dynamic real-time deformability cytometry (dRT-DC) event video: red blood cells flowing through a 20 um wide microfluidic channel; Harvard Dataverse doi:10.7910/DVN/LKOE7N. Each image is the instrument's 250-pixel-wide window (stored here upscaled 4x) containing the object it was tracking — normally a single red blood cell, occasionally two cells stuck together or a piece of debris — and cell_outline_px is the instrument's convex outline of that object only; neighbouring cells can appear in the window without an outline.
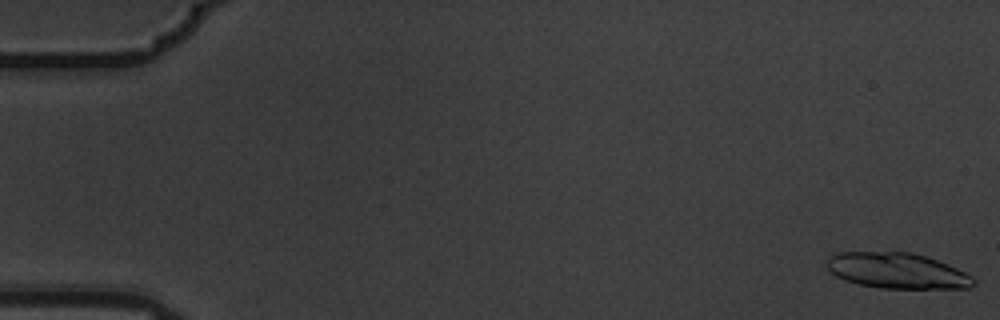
{"species": "common noctule bat (a hibernating species)", "species_latin": "Nyctalus noctula", "temperature_condition": "warm", "stored_images_in_passage": 6, "camera_frame_rate_fps": 3000, "um_per_image_px": 0.085, "animal": {"sex": "male", "body_mass_g": 19.5, "forearm_length_mm": 54.6}, "frame": {"image": 1, "passage_image": 1, "time_ms": 0.0, "image_size_px": [1000, 320], "cell_outline_px": [[976, 284], [968, 288], [880, 288], [860, 284], [844, 280], [836, 276], [828, 268], [828, 256], [836, 252], [912, 252], [936, 260], [956, 268], [972, 276], [976, 280]], "centroid_in_image_um": [76.25, 23.01], "position_along_channel_um": 8.7, "area_um2": 30.29}}